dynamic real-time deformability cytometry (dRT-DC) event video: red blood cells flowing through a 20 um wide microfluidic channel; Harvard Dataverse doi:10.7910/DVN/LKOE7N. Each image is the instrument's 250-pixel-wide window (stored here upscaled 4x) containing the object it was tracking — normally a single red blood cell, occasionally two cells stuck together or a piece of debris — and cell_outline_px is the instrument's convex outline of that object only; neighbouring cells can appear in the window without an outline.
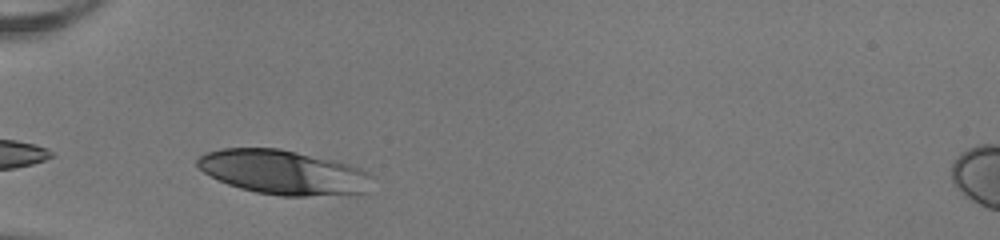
{"species": "human", "species_latin": "Homo sapiens", "temperature_condition": "room temperature", "stored_images_in_passage": 25, "camera_frame_rate_fps": 3000, "um_per_image_px": 0.085, "donor": {"sex": "female"}, "frame": {"image": 1, "passage_image": 2, "time_ms": 0.333, "image_size_px": [1000, 240], "cell_outline_px": [[372, 176], [364, 192], [360, 196], [280, 196], [256, 192], [240, 188], [228, 184], [204, 172], [196, 164], [196, 160], [200, 156], [208, 152], [220, 148], [280, 148], [336, 160], [360, 168], [368, 172]], "centroid_in_image_um": [24.15, 14.66], "position_along_channel_um": 60.9, "area_um2": 45.6}}
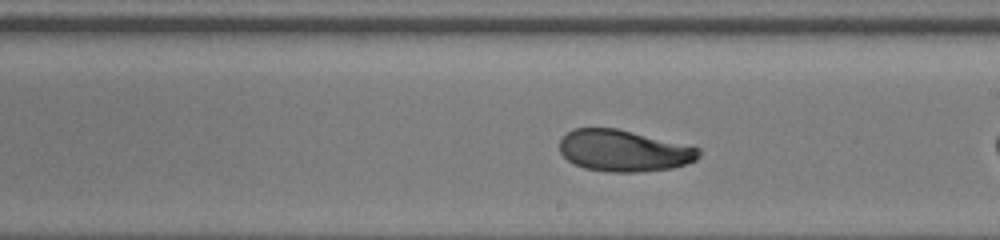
{"frame": {"image": 2, "passage_image": 13, "time_ms": 4.0, "image_size_px": [1000, 240], "cell_outline_px": [[700, 156], [696, 160], [672, 168], [640, 172], [608, 172], [584, 168], [572, 164], [560, 152], [560, 140], [572, 128], [616, 128], [700, 148]], "centroid_in_image_um": [52.99, 12.82], "position_along_channel_um": 236.0, "area_um2": 33.58}}
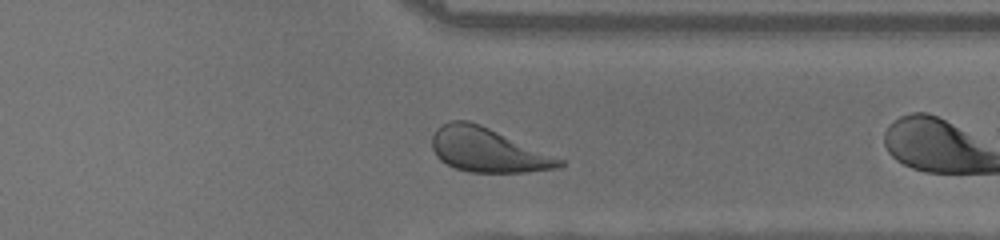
{"frame": {"image": 3, "passage_image": 23, "time_ms": 7.333, "image_size_px": [1000, 240], "cell_outline_px": [[564, 164], [560, 168], [528, 172], [468, 172], [456, 168], [440, 160], [436, 156], [432, 148], [432, 136], [436, 128], [452, 120], [468, 120], [480, 124], [556, 156], [564, 160]], "centroid_in_image_um": [41.46, 12.76], "position_along_channel_um": 369.9, "area_um2": 32.71}}